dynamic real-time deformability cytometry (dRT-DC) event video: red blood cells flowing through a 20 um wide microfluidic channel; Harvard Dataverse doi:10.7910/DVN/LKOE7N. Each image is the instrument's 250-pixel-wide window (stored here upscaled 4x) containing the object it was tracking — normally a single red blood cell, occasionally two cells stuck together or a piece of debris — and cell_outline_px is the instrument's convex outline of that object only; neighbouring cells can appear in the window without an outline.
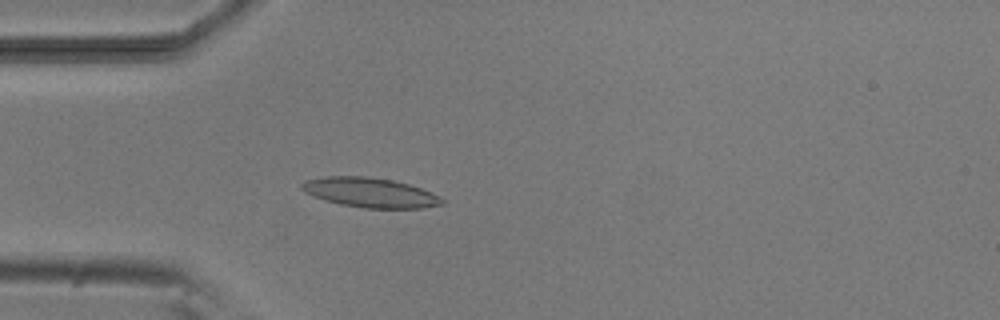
{"species": "common noctule bat (a hibernating species)", "species_latin": "Nyctalus noctula", "temperature_condition": "room temperature", "stored_images_in_passage": 4, "camera_frame_rate_fps": 3000, "um_per_image_px": 0.085, "animal": {"sex": "male", "body_mass_g": 20.5, "forearm_length_mm": 52.5}, "frame": {"image": 1, "passage_image": 4, "time_ms": 3.667, "image_size_px": [1000, 320], "cell_outline_px": [[444, 204], [420, 208], [364, 208], [340, 204], [324, 200], [312, 196], [304, 192], [300, 188], [300, 184], [304, 180], [324, 176], [364, 176], [392, 180], [408, 184], [432, 192], [444, 200]], "centroid_in_image_um": [31.4, 16.36], "position_along_channel_um": 53.6, "area_um2": 24.33}}